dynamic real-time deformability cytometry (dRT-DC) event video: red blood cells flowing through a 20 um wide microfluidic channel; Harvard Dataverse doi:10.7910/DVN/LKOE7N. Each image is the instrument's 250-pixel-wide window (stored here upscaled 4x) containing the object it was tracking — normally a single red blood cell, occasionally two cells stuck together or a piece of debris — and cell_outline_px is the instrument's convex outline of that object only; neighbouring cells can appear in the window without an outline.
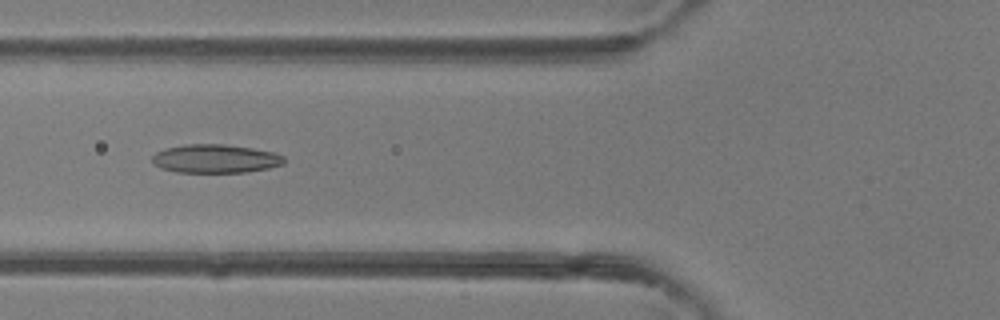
{"species": "common noctule bat (a hibernating species)", "species_latin": "Nyctalus noctula", "temperature_condition": "room temperature", "stored_images_in_passage": 5, "camera_frame_rate_fps": 3000, "um_per_image_px": 0.085, "animal": {"sex": "female"}, "frame": {"image": 1, "passage_image": 5, "time_ms": 4.667, "image_size_px": [1000, 320], "cell_outline_px": [[284, 164], [268, 168], [248, 172], [176, 172], [160, 168], [152, 164], [152, 156], [156, 152], [164, 148], [184, 144], [224, 144], [252, 148], [272, 152], [284, 156]], "centroid_in_image_um": [18.27, 13.49], "position_along_channel_um": 107.5, "area_um2": 22.08}}